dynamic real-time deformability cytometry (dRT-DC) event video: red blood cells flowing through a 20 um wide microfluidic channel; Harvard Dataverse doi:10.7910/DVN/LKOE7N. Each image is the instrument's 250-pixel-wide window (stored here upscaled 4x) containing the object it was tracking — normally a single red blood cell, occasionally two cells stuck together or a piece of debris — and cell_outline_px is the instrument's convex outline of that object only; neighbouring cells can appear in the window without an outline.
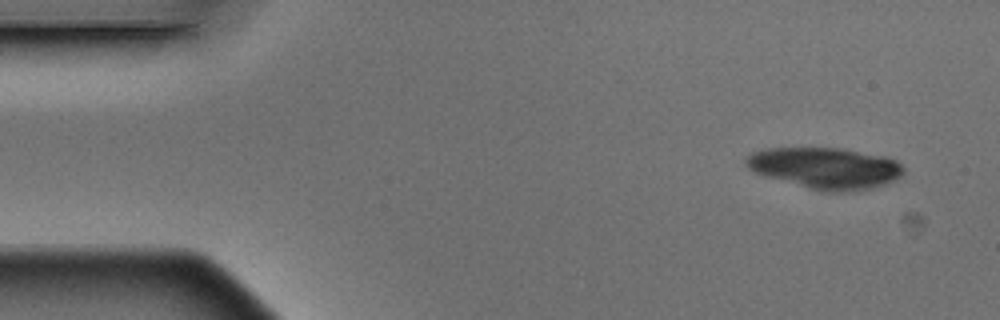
{"species": "Egyptian fruit bat (a non-hibernating species)", "species_latin": "Rousettus aegyptiacus", "temperature_condition": "warm", "stored_images_in_passage": 4, "camera_frame_rate_fps": 3000, "um_per_image_px": 0.085, "animal": {"sex": "male"}, "frame": {"image": 1, "passage_image": 1, "time_ms": 0.0, "image_size_px": [1000, 320], "cell_outline_px": [[904, 172], [896, 180], [884, 184], [856, 192], [824, 192], [764, 176], [752, 172], [744, 164], [744, 156], [752, 152], [768, 148], [840, 148], [884, 156], [896, 160], [904, 168]], "centroid_in_image_um": [70.12, 14.29], "position_along_channel_um": 14.9, "area_um2": 38.21}}